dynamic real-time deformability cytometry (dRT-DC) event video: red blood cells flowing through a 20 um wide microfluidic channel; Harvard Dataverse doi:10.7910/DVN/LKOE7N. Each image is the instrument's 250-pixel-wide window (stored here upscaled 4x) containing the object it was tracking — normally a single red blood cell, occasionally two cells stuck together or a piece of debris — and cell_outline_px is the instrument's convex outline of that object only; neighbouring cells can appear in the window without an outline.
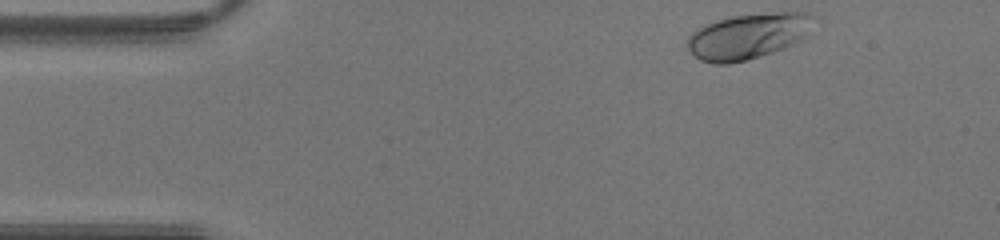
{"species": "human", "species_latin": "Homo sapiens", "temperature_condition": "warm", "stored_images_in_passage": 38, "camera_frame_rate_fps": 3000, "um_per_image_px": 0.085, "donor": {"sex": "male"}, "frame": {"image": 1, "passage_image": 1, "time_ms": 0.0, "image_size_px": [1000, 240], "cell_outline_px": [[816, 16], [804, 36], [800, 40], [784, 48], [748, 60], [728, 64], [712, 64], [700, 60], [688, 48], [688, 36], [696, 28], [704, 24], [716, 20], [732, 16], [780, 12], [808, 12]], "centroid_in_image_um": [63.56, 3.07], "position_along_channel_um": 21.4, "area_um2": 33.47}}
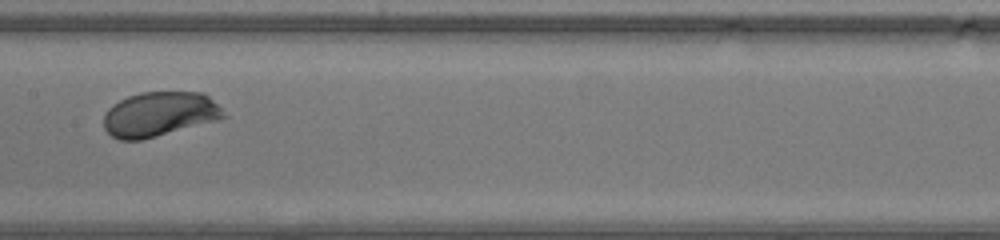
{"frame": {"image": 2, "passage_image": 17, "time_ms": 5.333, "image_size_px": [1000, 240], "cell_outline_px": [[228, 116], [220, 120], [140, 140], [120, 140], [112, 136], [104, 128], [104, 112], [112, 104], [128, 96], [140, 92], [204, 92]], "centroid_in_image_um": [13.55, 9.7], "position_along_channel_um": 193.9, "area_um2": 31.27}}
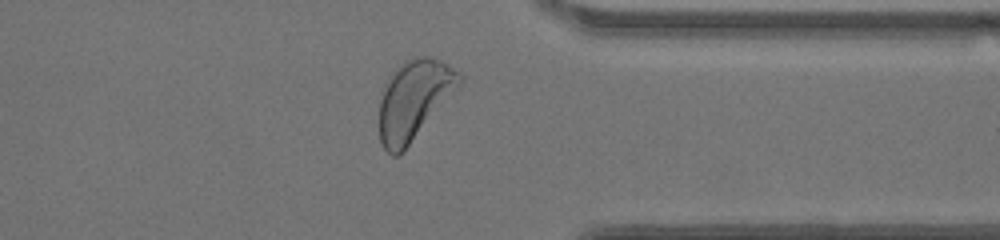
{"frame": {"image": 3, "passage_image": 29, "time_ms": 9.333, "image_size_px": [1000, 240], "cell_outline_px": [[464, 80], [404, 152], [396, 156], [392, 156], [380, 144], [380, 100], [384, 88], [388, 80], [396, 68], [404, 60], [416, 56], [432, 56], [440, 60], [464, 76]], "centroid_in_image_um": [35.19, 8.49], "position_along_channel_um": 376.2, "area_um2": 36.93}}